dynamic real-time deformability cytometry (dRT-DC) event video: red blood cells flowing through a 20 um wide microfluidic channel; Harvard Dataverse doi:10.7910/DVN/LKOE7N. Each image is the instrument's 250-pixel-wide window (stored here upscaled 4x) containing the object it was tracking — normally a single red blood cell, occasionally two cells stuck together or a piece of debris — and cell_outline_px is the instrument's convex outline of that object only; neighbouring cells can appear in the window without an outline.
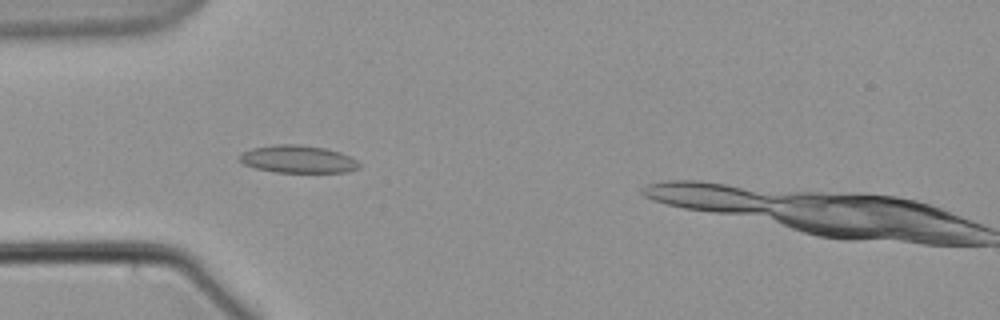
{"species": "common noctule bat (a hibernating species)", "species_latin": "Nyctalus noctula", "temperature_condition": "warm", "stored_images_in_passage": 14, "camera_frame_rate_fps": 3000, "um_per_image_px": 0.085, "animal": {"sex": "male", "body_mass_g": 21.5, "forearm_length_mm": 52.0}, "frame": {"image": 1, "passage_image": 7, "time_ms": 2.0, "image_size_px": [1000, 320], "cell_outline_px": [[360, 168], [348, 172], [276, 172], [256, 168], [244, 164], [236, 156], [240, 152], [252, 148], [272, 144], [300, 144], [324, 148], [340, 152], [356, 160], [360, 164]], "centroid_in_image_um": [25.29, 13.52], "position_along_channel_um": 59.7, "area_um2": 19.36}}